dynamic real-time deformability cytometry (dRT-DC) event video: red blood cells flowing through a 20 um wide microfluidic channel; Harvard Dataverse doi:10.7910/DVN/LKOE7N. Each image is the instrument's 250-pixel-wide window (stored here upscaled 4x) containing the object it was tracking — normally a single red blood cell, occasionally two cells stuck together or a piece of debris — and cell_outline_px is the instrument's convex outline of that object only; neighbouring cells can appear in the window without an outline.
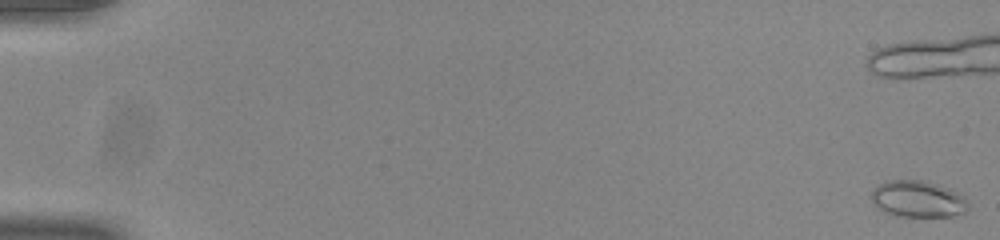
{"species": "common noctule bat (a hibernating species)", "species_latin": "Nyctalus noctula", "temperature_condition": "room temperature", "stored_images_in_passage": 26, "camera_frame_rate_fps": 3000, "um_per_image_px": 0.085, "animal": {"sex": "male", "body_mass_g": 20.0, "forearm_length_mm": 53.3}, "frame": {"image": 1, "passage_image": 1, "time_ms": 0.0, "image_size_px": [1000, 240], "cell_outline_px": [[968, 208], [964, 212], [952, 216], [896, 216], [880, 208], [872, 200], [872, 188], [888, 180], [924, 180], [960, 192], [968, 200]], "centroid_in_image_um": [78.06, 16.9], "position_along_channel_um": 6.9, "area_um2": 20.52}}